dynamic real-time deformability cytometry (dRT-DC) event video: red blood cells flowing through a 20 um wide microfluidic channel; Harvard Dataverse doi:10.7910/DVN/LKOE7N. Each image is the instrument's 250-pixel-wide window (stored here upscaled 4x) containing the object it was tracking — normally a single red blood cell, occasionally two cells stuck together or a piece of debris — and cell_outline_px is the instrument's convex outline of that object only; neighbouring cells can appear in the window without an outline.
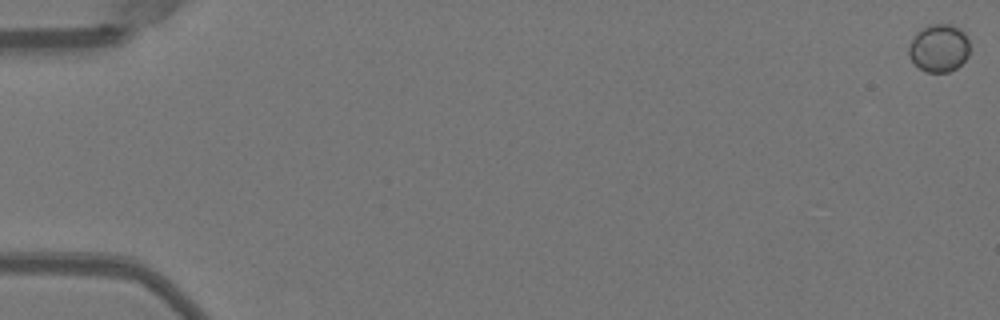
{"species": "Egyptian fruit bat (a non-hibernating species)", "species_latin": "Rousettus aegyptiacus", "temperature_condition": "warm", "stored_images_in_passage": 43, "camera_frame_rate_fps": 3000, "um_per_image_px": 0.085, "animal": {"sex": "female"}, "frame": {"image": 1, "passage_image": 1, "time_ms": 0.0, "image_size_px": [1000, 320], "cell_outline_px": [[968, 56], [956, 68], [948, 72], [924, 72], [908, 56], [908, 44], [916, 32], [932, 24], [952, 24], [960, 28], [964, 32], [968, 40]], "centroid_in_image_um": [79.79, 4.08], "position_along_channel_um": 5.2, "area_um2": 16.99}}
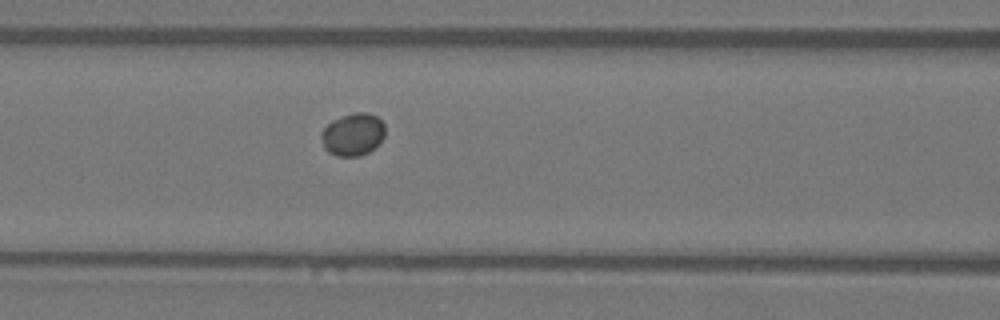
{"frame": {"image": 2, "passage_image": 24, "time_ms": 7.667, "image_size_px": [1000, 320], "cell_outline_px": [[384, 136], [380, 144], [368, 152], [360, 156], [336, 156], [328, 152], [324, 148], [320, 136], [320, 132], [332, 120], [352, 112], [368, 112], [376, 116], [384, 124]], "centroid_in_image_um": [29.99, 11.43], "position_along_channel_um": 136.6, "area_um2": 16.01}}
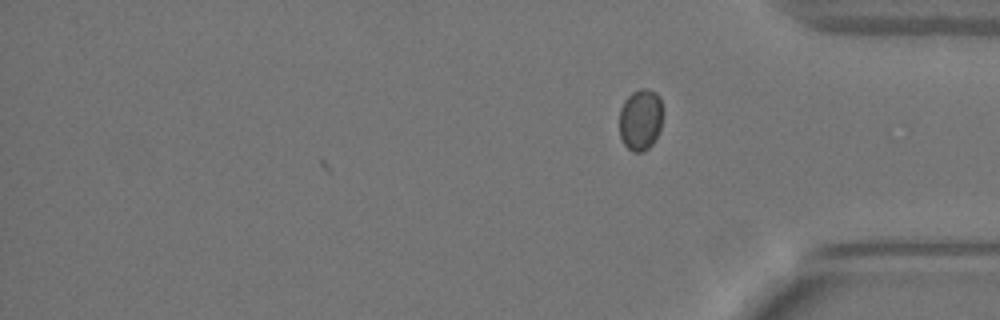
{"frame": {"image": 3, "passage_image": 43, "time_ms": 14.0, "image_size_px": [1000, 320], "cell_outline_px": [[660, 128], [652, 144], [644, 152], [632, 152], [624, 144], [620, 136], [620, 108], [624, 100], [632, 92], [640, 88], [648, 88], [656, 92], [660, 96]], "centroid_in_image_um": [54.41, 10.16], "position_along_channel_um": 380.8, "area_um2": 15.43}, "authors_computed_cell_mechanics": {"area_um2": 15.6638, "velocity_mm_per_s": 3.9589, "shape_relaxation_time_tau1_ms": 1.2284, "shape_relaxation_time_tau2_ms": null, "deformation_change_tau1": 0.0109, "deformation_change_tau2": null}}